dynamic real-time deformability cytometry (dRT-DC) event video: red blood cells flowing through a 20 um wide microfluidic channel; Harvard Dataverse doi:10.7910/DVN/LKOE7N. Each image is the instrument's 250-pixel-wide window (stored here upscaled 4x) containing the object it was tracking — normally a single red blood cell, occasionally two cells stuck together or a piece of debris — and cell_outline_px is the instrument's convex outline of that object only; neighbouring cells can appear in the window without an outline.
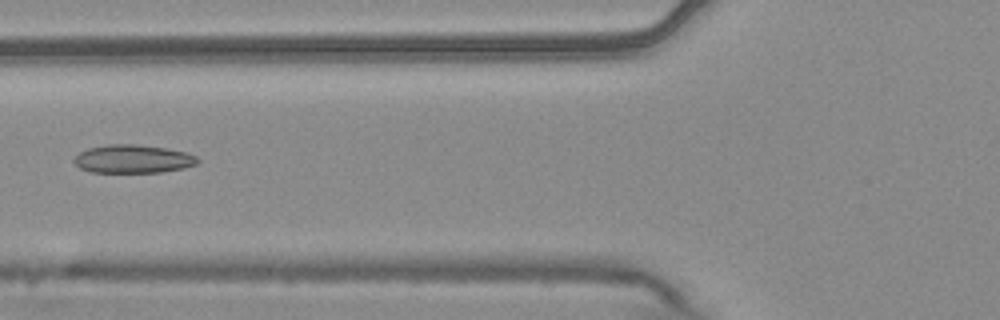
{"species": "common noctule bat (a hibernating species)", "species_latin": "Nyctalus noctula", "temperature_condition": "warm", "stored_images_in_passage": 7, "camera_frame_rate_fps": 3000, "um_per_image_px": 0.085, "animal": {"sex": "male", "body_mass_g": 20.4}, "frame": {"image": 1, "passage_image": 6, "time_ms": 1.667, "image_size_px": [1000, 320], "cell_outline_px": [[200, 160], [196, 164], [184, 168], [160, 172], [92, 172], [80, 168], [72, 160], [80, 152], [88, 148], [108, 144], [136, 144], [168, 148], [188, 152], [196, 156]], "centroid_in_image_um": [11.33, 13.5], "position_along_channel_um": 114.5, "area_um2": 20.46}}
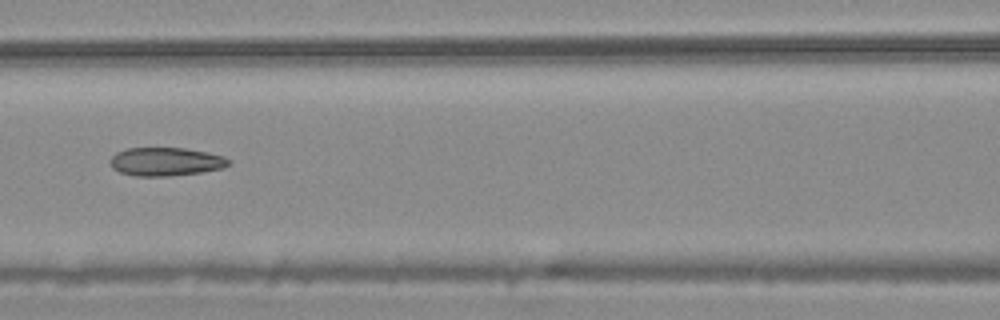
{"frame": {"image": 2, "passage_image": 7, "time_ms": 2.0, "image_size_px": [1000, 320], "cell_outline_px": [[232, 164], [224, 168], [200, 172], [168, 176], [136, 176], [120, 172], [112, 168], [112, 156], [116, 152], [128, 148], [184, 148], [208, 152], [224, 156], [232, 160]], "centroid_in_image_um": [14.16, 13.74], "position_along_channel_um": 152.4, "area_um2": 19.65}}